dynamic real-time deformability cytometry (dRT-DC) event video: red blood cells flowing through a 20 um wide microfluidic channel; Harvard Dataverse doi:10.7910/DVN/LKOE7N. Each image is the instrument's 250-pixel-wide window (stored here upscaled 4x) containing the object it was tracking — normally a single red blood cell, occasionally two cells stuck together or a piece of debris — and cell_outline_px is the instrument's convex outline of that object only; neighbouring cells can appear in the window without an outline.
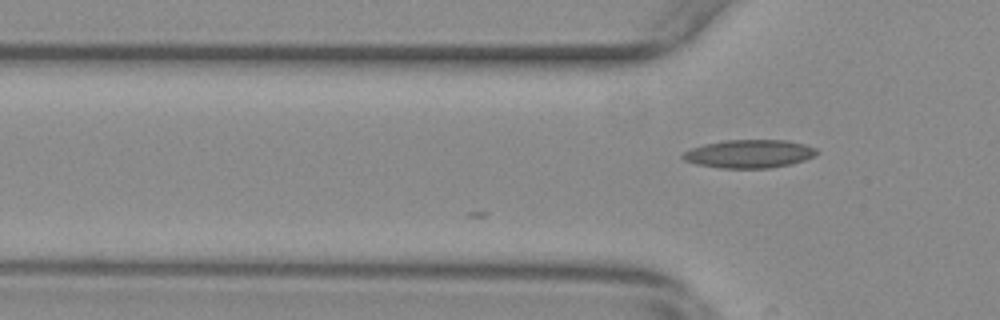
{"species": "common noctule bat (a hibernating species)", "species_latin": "Nyctalus noctula", "temperature_condition": "warm", "stored_images_in_passage": 2, "camera_frame_rate_fps": 3000, "um_per_image_px": 0.085, "animal": {"sex": "female", "body_mass_g": 29.2, "forearm_length_mm": 56.3}, "frame": {"image": 1, "passage_image": 2, "time_ms": 0.333, "image_size_px": [1000, 320], "cell_outline_px": [[820, 152], [804, 160], [792, 164], [768, 168], [720, 168], [696, 164], [684, 160], [680, 156], [684, 152], [692, 148], [704, 144], [728, 140], [788, 140], [804, 144], [816, 148]], "centroid_in_image_um": [63.69, 13.07], "position_along_channel_um": 62.1, "area_um2": 22.02}}